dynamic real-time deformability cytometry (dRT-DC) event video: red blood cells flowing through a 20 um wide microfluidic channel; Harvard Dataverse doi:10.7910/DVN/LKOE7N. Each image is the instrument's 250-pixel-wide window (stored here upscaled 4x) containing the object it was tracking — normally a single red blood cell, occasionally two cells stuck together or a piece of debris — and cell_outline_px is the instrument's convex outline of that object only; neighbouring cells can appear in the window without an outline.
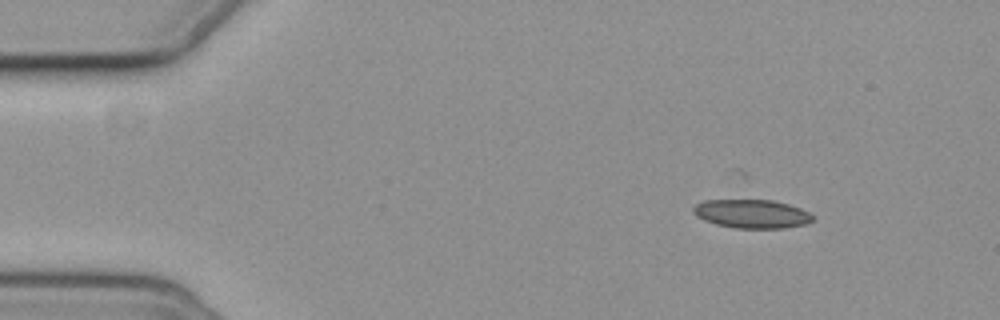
{"species": "common noctule bat (a hibernating species)", "species_latin": "Nyctalus noctula", "temperature_condition": "cold", "stored_images_in_passage": 3, "camera_frame_rate_fps": 3000, "um_per_image_px": 0.085, "animal": {"sex": "female", "body_mass_g": 19.3, "forearm_length_mm": 54.1}, "frame": {"image": 1, "passage_image": 1, "time_ms": 0.0, "image_size_px": [1000, 320], "cell_outline_px": [[812, 220], [804, 224], [784, 228], [736, 228], [716, 224], [704, 220], [696, 216], [692, 212], [692, 208], [696, 204], [704, 200], [772, 200], [788, 204], [800, 208], [808, 212], [812, 216]], "centroid_in_image_um": [63.86, 18.17], "position_along_channel_um": 21.1, "area_um2": 19.83}}
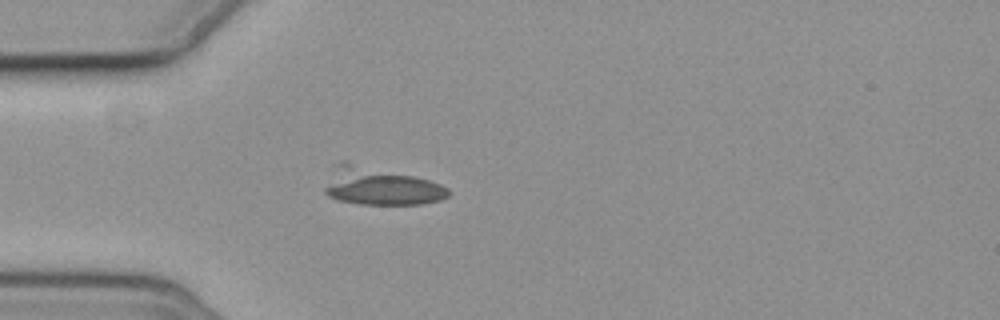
{"frame": {"image": 2, "passage_image": 3, "time_ms": 3.0, "image_size_px": [1000, 320], "cell_outline_px": [[448, 196], [440, 200], [420, 204], [360, 204], [336, 200], [328, 196], [324, 192], [324, 188], [340, 160], [344, 160], [416, 176], [440, 184], [448, 188]], "centroid_in_image_um": [32.33, 15.83], "position_along_channel_um": 52.7, "area_um2": 27.05}}